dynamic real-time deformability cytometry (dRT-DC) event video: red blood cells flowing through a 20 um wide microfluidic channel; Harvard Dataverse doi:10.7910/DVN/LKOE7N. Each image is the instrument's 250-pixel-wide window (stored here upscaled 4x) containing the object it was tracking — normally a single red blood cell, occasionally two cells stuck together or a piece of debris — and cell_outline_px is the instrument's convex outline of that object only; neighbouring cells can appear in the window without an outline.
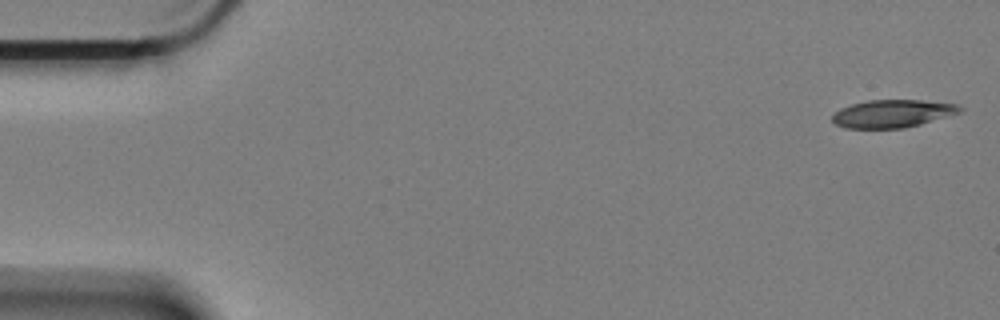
{"species": "Egyptian fruit bat (a non-hibernating species)", "species_latin": "Rousettus aegyptiacus", "temperature_condition": "cold", "stored_images_in_passage": 13, "camera_frame_rate_fps": 3000, "um_per_image_px": 0.085, "animal": {"sex": "female"}, "frame": {"image": 1, "passage_image": 1, "time_ms": 0.0, "image_size_px": [1000, 320], "cell_outline_px": [[964, 108], [960, 112], [920, 124], [904, 128], [844, 128], [836, 124], [832, 120], [832, 116], [840, 108], [852, 104], [868, 100], [920, 100], [956, 104]], "centroid_in_image_um": [75.84, 9.65], "position_along_channel_um": 9.2, "area_um2": 20.46}}